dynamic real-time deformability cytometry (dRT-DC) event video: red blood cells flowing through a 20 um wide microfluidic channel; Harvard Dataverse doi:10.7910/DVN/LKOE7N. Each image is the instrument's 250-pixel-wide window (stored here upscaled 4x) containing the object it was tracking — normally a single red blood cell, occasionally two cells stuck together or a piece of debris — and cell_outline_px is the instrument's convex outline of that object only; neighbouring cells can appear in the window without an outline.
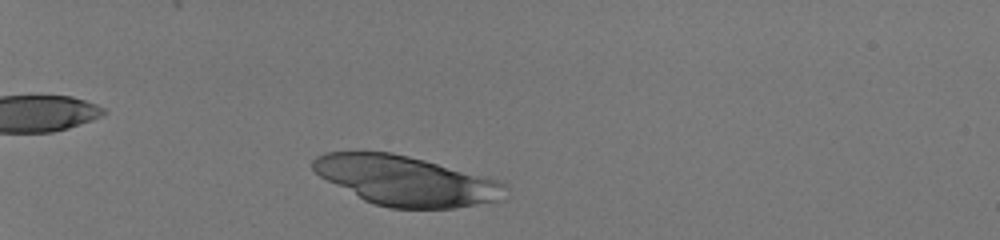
{"species": "human", "species_latin": "Homo sapiens", "temperature_condition": "room temperature", "stored_images_in_passage": 37, "camera_frame_rate_fps": 3000, "um_per_image_px": 0.085, "donor": {"sex": "male"}, "frame": {"image": 1, "passage_image": 4, "time_ms": 1.0, "image_size_px": [1000, 240], "cell_outline_px": [[504, 184], [496, 200], [456, 208], [388, 208], [364, 200], [320, 176], [312, 168], [312, 160], [316, 156], [324, 152], [392, 152], [424, 160], [496, 180]], "centroid_in_image_um": [34.37, 15.35], "position_along_channel_um": 50.6, "area_um2": 54.16}}